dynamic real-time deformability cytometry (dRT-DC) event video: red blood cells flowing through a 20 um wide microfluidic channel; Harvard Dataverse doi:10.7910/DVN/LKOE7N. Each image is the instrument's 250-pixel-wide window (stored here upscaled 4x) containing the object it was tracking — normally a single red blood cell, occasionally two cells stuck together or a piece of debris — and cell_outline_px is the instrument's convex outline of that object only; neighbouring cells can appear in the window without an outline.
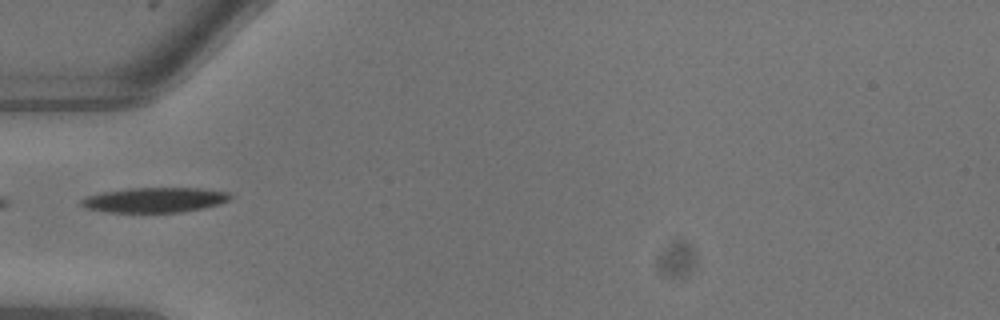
{"species": "common noctule bat (a hibernating species)", "species_latin": "Nyctalus noctula", "temperature_condition": "warm", "stored_images_in_passage": 3, "camera_frame_rate_fps": 3000, "um_per_image_px": 0.085, "animal": {"sex": "male", "body_mass_g": 13.3}, "frame": {"image": 1, "passage_image": 1, "time_ms": 0.0, "image_size_px": [1000, 320], "cell_outline_px": [[232, 196], [228, 200], [220, 204], [204, 208], [180, 212], [108, 212], [84, 208], [80, 204], [80, 200], [88, 196], [104, 192], [132, 188], [196, 188], [228, 192]], "centroid_in_image_um": [13.15, 17.0], "position_along_channel_um": 71.8, "area_um2": 21.5}}